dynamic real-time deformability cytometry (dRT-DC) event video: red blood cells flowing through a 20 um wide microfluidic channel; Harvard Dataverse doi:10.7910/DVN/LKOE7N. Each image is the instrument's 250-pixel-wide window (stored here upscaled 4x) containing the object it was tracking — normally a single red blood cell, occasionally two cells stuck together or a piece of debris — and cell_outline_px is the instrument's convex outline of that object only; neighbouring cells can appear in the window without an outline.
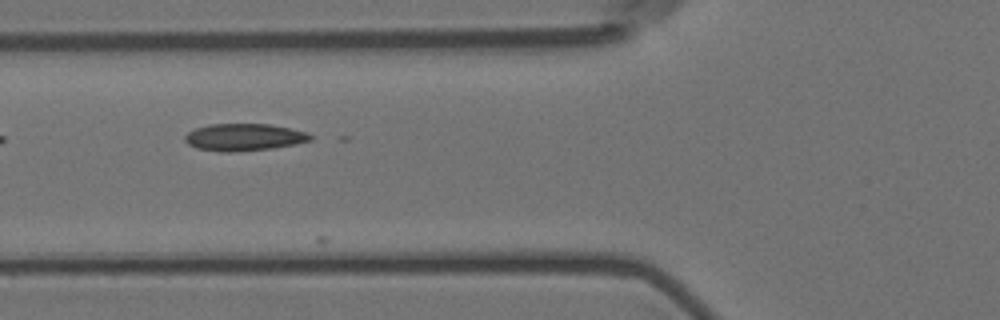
{"species": "Egyptian fruit bat (a non-hibernating species)", "species_latin": "Rousettus aegyptiacus", "temperature_condition": "room temperature", "stored_images_in_passage": 7, "camera_frame_rate_fps": 3000, "um_per_image_px": 0.085, "animal": {"sex": "female"}, "frame": {"image": 1, "passage_image": 6, "time_ms": 1.667, "image_size_px": [1000, 320], "cell_outline_px": [[312, 140], [296, 144], [272, 148], [228, 152], [220, 152], [196, 148], [188, 144], [184, 140], [184, 136], [188, 132], [196, 128], [208, 124], [268, 124], [308, 132], [312, 136]], "centroid_in_image_um": [20.72, 11.66], "position_along_channel_um": 105.1, "area_um2": 19.83}}